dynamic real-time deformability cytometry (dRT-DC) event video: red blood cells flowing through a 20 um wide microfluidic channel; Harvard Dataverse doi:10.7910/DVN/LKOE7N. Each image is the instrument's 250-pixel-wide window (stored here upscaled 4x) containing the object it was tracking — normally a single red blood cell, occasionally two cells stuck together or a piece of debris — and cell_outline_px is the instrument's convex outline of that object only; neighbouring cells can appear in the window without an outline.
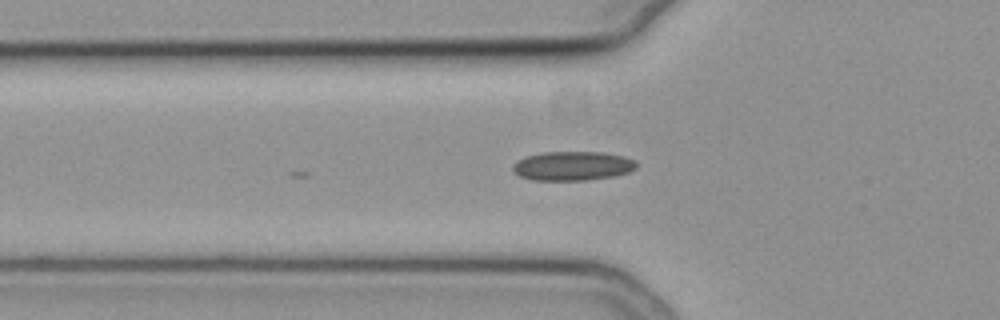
{"species": "common noctule bat (a hibernating species)", "species_latin": "Nyctalus noctula", "temperature_condition": "cold", "stored_images_in_passage": 9, "camera_frame_rate_fps": 3000, "um_per_image_px": 0.085, "animal": {"sex": "female", "body_mass_g": 19.3, "forearm_length_mm": 54.1}, "frame": {"image": 1, "passage_image": 3, "time_ms": 0.667, "image_size_px": [1000, 320], "cell_outline_px": [[636, 168], [628, 172], [612, 176], [588, 180], [532, 180], [520, 176], [512, 172], [512, 164], [516, 160], [528, 156], [544, 152], [600, 152], [624, 156], [636, 160]], "centroid_in_image_um": [48.64, 14.1], "position_along_channel_um": 77.2, "area_um2": 21.04}}
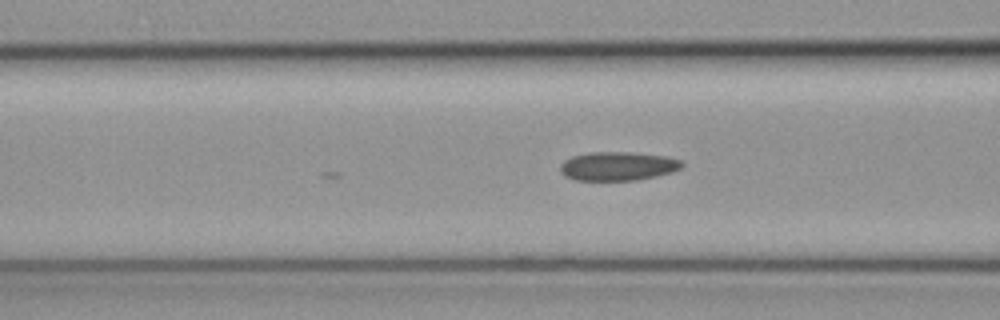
{"frame": {"image": 2, "passage_image": 6, "time_ms": 1.667, "image_size_px": [1000, 320], "cell_outline_px": [[684, 164], [680, 168], [672, 172], [656, 176], [636, 180], [576, 180], [564, 176], [560, 172], [560, 164], [564, 160], [572, 156], [588, 152], [632, 152], [668, 156], [680, 160]], "centroid_in_image_um": [52.5, 14.11], "position_along_channel_um": 114.1, "area_um2": 20.58}}
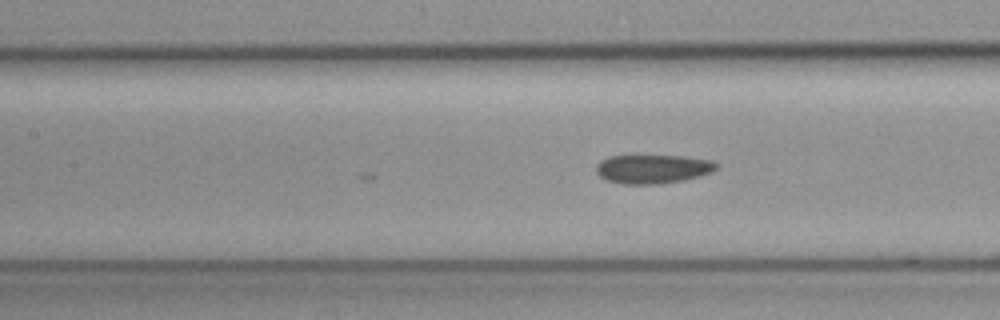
{"frame": {"image": 3, "passage_image": 9, "time_ms": 2.667, "image_size_px": [1000, 320], "cell_outline_px": [[720, 168], [712, 172], [700, 176], [684, 180], [656, 184], [624, 184], [608, 180], [600, 176], [596, 172], [596, 164], [600, 160], [608, 156], [684, 156], [712, 160], [720, 164]], "centroid_in_image_um": [55.53, 14.35], "position_along_channel_um": 151.9, "area_um2": 20.4}}